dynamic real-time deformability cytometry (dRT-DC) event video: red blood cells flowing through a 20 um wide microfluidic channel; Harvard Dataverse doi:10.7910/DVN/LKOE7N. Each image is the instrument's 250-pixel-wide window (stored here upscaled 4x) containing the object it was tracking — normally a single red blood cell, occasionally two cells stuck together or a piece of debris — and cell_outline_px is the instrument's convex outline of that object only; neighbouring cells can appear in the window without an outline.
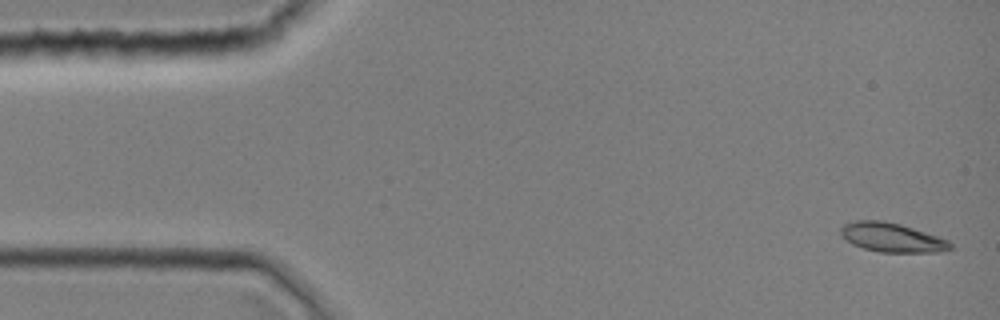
{"species": "common noctule bat (a hibernating species)", "species_latin": "Nyctalus noctula", "temperature_condition": "room temperature", "stored_images_in_passage": 2, "camera_frame_rate_fps": 3000, "um_per_image_px": 0.085, "animal": {"sex": "female", "body_mass_g": 19.0, "forearm_length_mm": 51.5}, "frame": {"image": 1, "passage_image": 1, "time_ms": 0.0, "image_size_px": [1000, 320], "cell_outline_px": [[952, 248], [936, 252], [880, 252], [864, 248], [852, 244], [840, 236], [840, 228], [844, 224], [856, 220], [884, 220], [900, 224], [948, 240], [952, 244]], "centroid_in_image_um": [75.76, 20.18], "position_along_channel_um": 9.2, "area_um2": 18.5}}